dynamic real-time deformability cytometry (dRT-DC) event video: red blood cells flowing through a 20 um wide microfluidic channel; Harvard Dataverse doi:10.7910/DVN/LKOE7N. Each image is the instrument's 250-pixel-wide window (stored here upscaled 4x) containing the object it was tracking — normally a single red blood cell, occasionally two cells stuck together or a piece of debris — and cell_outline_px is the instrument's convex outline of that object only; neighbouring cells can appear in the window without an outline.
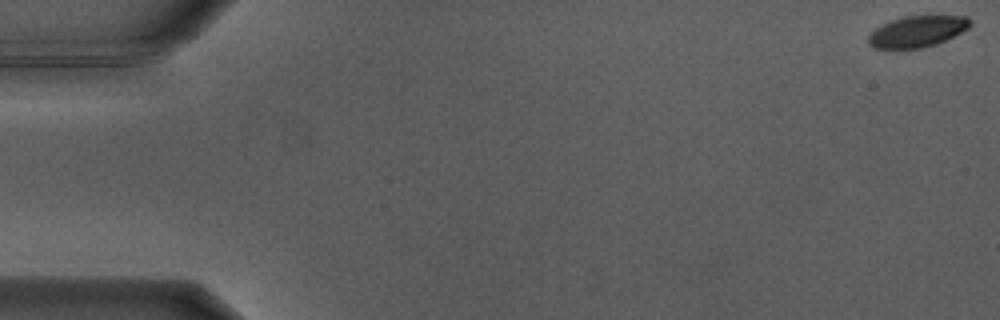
{"species": "Egyptian fruit bat (a non-hibernating species)", "species_latin": "Rousettus aegyptiacus", "temperature_condition": "warm", "stored_images_in_passage": 7, "camera_frame_rate_fps": 3000, "um_per_image_px": 0.085, "animal": {"sex": "male"}, "frame": {"image": 1, "passage_image": 1, "time_ms": 0.0, "image_size_px": [1000, 320], "cell_outline_px": [[972, 24], [968, 28], [936, 44], [920, 48], [872, 48], [868, 44], [868, 36], [876, 28], [892, 20], [904, 16], [968, 16], [972, 20]], "centroid_in_image_um": [77.97, 2.67], "position_along_channel_um": 7.0, "area_um2": 18.26}}
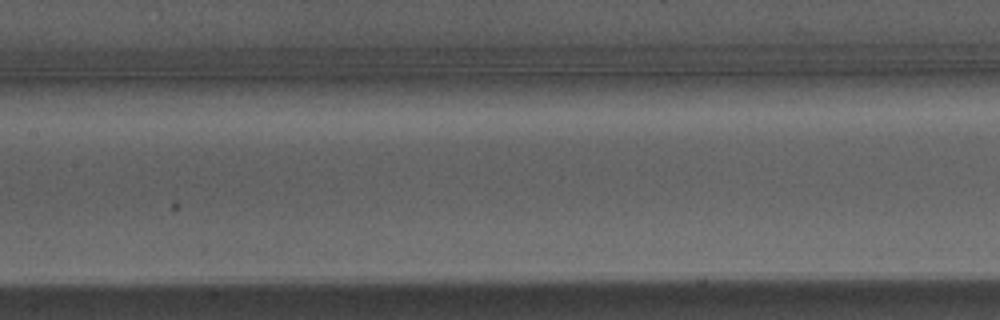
{"frame": {"image": 2, "passage_image": 7, "time_ms": 2.0, "image_size_px": [1000, 320], "cell_outline_px": [[944, 88], [876, 100], [740, 88], [752, 84], [796, 80], [888, 72], [932, 72]], "centroid_in_image_um": [72.98, 7.26], "position_along_channel_um": 134.4, "area_um2": 24.68}}